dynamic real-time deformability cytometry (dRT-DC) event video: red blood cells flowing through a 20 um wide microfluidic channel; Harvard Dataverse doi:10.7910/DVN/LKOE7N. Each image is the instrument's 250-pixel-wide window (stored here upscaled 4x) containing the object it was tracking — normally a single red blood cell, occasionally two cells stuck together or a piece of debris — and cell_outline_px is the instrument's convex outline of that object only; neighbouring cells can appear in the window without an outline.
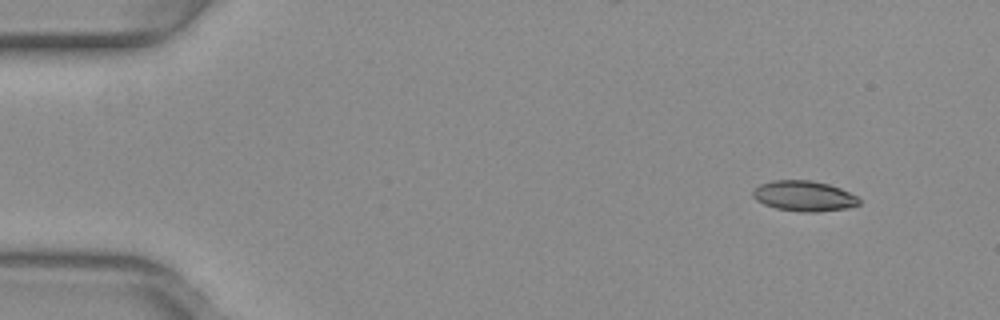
{"species": "common noctule bat (a hibernating species)", "species_latin": "Nyctalus noctula", "temperature_condition": "warm", "stored_images_in_passage": 48, "camera_frame_rate_fps": 3000, "um_per_image_px": 0.085, "animal": {"sex": "female", "body_mass_g": 29.2, "forearm_length_mm": 56.3}, "frame": {"image": 1, "passage_image": 1, "time_ms": 0.0, "image_size_px": [1000, 320], "cell_outline_px": [[860, 204], [848, 208], [816, 212], [800, 212], [776, 208], [764, 204], [756, 200], [752, 196], [752, 192], [760, 184], [772, 180], [812, 180], [828, 184], [840, 188], [856, 196], [860, 200]], "centroid_in_image_um": [68.33, 16.66], "position_along_channel_um": 16.7, "area_um2": 18.84}}
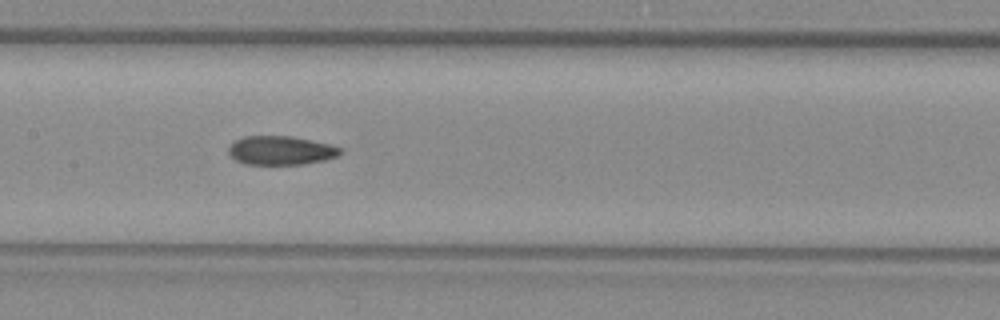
{"frame": {"image": 2, "passage_image": 22, "time_ms": 7.0, "image_size_px": [1000, 320], "cell_outline_px": [[344, 148], [336, 156], [324, 160], [304, 164], [244, 164], [236, 160], [228, 152], [228, 148], [236, 140], [244, 136], [292, 136], [328, 144]], "centroid_in_image_um": [23.86, 12.78], "position_along_channel_um": 183.5, "area_um2": 18.61}}
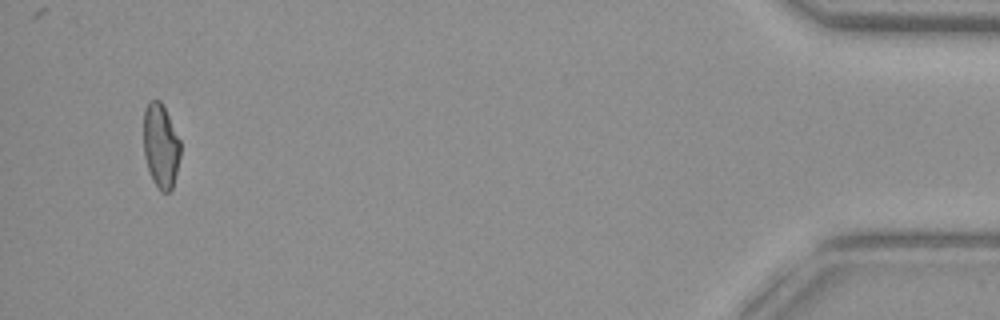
{"frame": {"image": 3, "passage_image": 46, "time_ms": 15.0, "image_size_px": [1000, 320], "cell_outline_px": [[180, 156], [172, 188], [168, 192], [160, 192], [152, 180], [144, 156], [144, 108], [152, 100], [160, 100], [180, 140]], "centroid_in_image_um": [13.65, 12.42], "position_along_channel_um": 421.5, "area_um2": 17.86}, "authors_computed_cell_mechanics": {"area_um2": 19.1318, "velocity_mm_per_s": 3.9981, "shape_relaxation_time_tau1_ms": null, "shape_relaxation_time_tau2_ms": 2.9662, "deformation_change_tau1": null, "deformation_change_tau2": 0.0933}}